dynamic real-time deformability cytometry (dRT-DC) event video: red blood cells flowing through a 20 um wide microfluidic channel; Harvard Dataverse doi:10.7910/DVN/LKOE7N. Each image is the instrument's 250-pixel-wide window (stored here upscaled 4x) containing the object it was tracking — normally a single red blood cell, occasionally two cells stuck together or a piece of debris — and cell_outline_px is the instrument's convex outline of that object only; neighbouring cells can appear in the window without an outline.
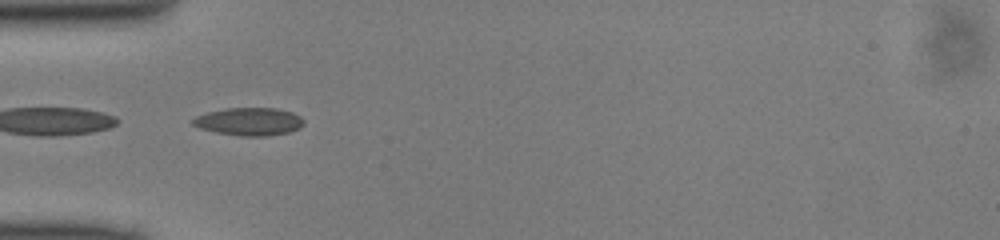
{"species": "common noctule bat (a hibernating species)", "species_latin": "Nyctalus noctula", "temperature_condition": "cold", "stored_images_in_passage": 49, "camera_frame_rate_fps": 3000, "um_per_image_px": 0.085, "animal": {"sex": "male", "body_mass_g": 13.0, "forearm_length_mm": 53.1}, "frame": {"image": 1, "passage_image": 15, "time_ms": 4.667, "image_size_px": [1000, 240], "cell_outline_px": [[304, 124], [300, 128], [288, 132], [268, 136], [244, 136], [216, 132], [200, 128], [192, 124], [192, 120], [196, 116], [208, 112], [224, 108], [276, 108], [292, 112], [300, 116], [304, 120]], "centroid_in_image_um": [21.2, 10.33], "position_along_channel_um": 63.8, "area_um2": 17.98}}
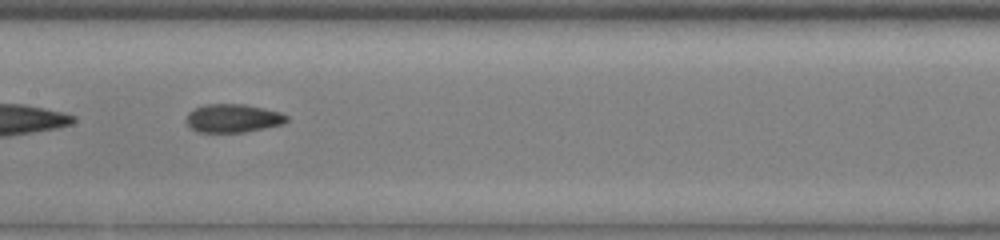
{"frame": {"image": 2, "passage_image": 24, "time_ms": 7.667, "image_size_px": [1000, 240], "cell_outline_px": [[288, 120], [284, 124], [244, 132], [196, 132], [188, 124], [188, 112], [204, 104], [244, 104], [264, 108], [280, 112], [288, 116]], "centroid_in_image_um": [19.84, 10.05], "position_along_channel_um": 187.6, "area_um2": 16.53}}
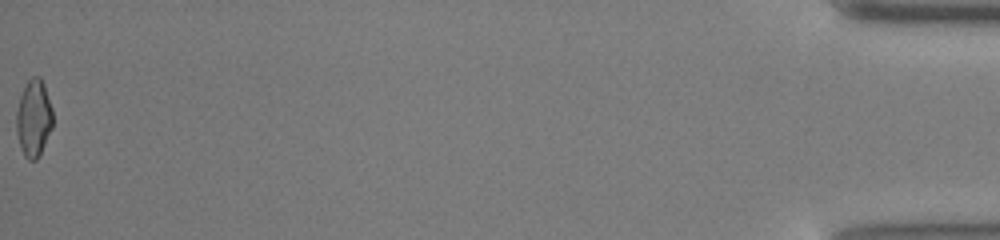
{"frame": {"image": 3, "passage_image": 49, "time_ms": 16.0, "image_size_px": [1000, 240], "cell_outline_px": [[52, 128], [40, 156], [36, 160], [28, 160], [24, 156], [20, 148], [16, 132], [16, 112], [20, 96], [28, 80], [32, 76], [40, 76], [44, 84], [52, 108]], "centroid_in_image_um": [2.86, 10.08], "position_along_channel_um": 432.3, "area_um2": 16.53}}